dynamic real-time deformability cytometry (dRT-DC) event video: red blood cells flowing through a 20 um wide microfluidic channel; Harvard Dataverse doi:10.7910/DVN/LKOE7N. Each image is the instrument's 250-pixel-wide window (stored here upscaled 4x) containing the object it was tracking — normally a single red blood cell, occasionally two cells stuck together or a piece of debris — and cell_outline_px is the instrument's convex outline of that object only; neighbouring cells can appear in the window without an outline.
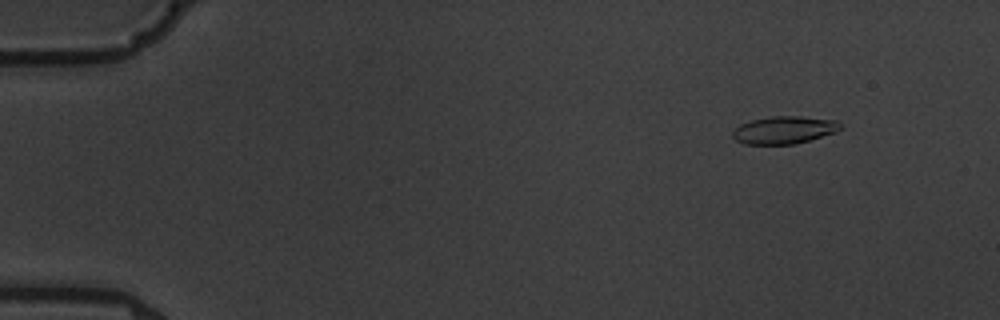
{"species": "common noctule bat (a hibernating species)", "species_latin": "Nyctalus noctula", "temperature_condition": "warm", "stored_images_in_passage": 7, "camera_frame_rate_fps": 3000, "um_per_image_px": 0.085, "animal": {"sex": "male", "body_mass_g": 19.5, "forearm_length_mm": 54.6}, "frame": {"image": 1, "passage_image": 2, "time_ms": 1.333, "image_size_px": [1000, 320], "cell_outline_px": [[840, 128], [836, 132], [796, 144], [744, 144], [736, 140], [732, 136], [732, 132], [740, 124], [752, 120], [772, 116], [800, 116], [836, 120], [840, 124]], "centroid_in_image_um": [66.64, 11.05], "position_along_channel_um": 18.4, "area_um2": 17.22}}
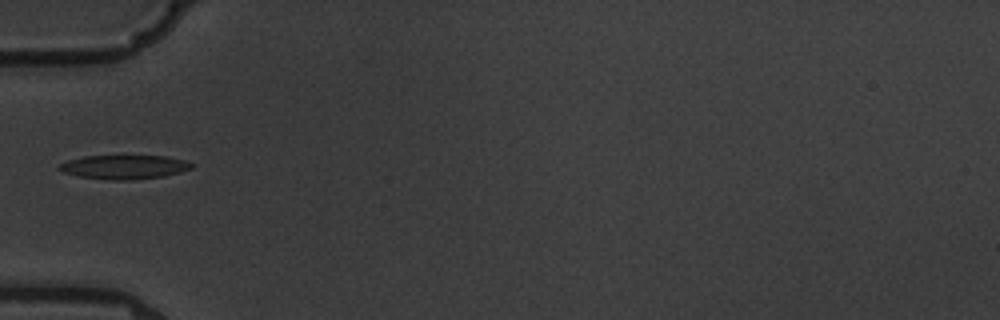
{"frame": {"image": 2, "passage_image": 6, "time_ms": 6.0, "image_size_px": [1000, 320], "cell_outline_px": [[196, 164], [192, 168], [180, 172], [164, 176], [128, 180], [112, 180], [80, 176], [64, 172], [56, 168], [60, 164], [68, 160], [84, 156], [164, 156], [184, 160]], "centroid_in_image_um": [10.58, 14.19], "position_along_channel_um": 74.4, "area_um2": 18.38}}
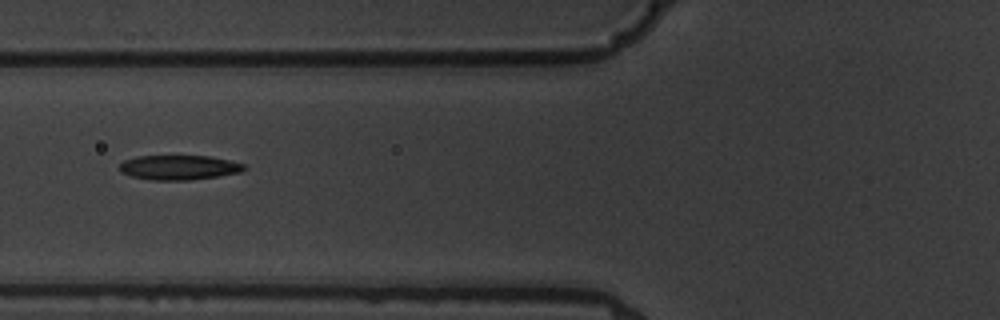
{"frame": {"image": 3, "passage_image": 7, "time_ms": 7.0, "image_size_px": [1000, 320], "cell_outline_px": [[248, 168], [240, 172], [220, 176], [188, 180], [152, 180], [132, 176], [120, 172], [120, 164], [124, 160], [136, 156], [208, 156], [228, 160], [244, 164]], "centroid_in_image_um": [15.22, 14.23], "position_along_channel_um": 110.6, "area_um2": 17.86}}